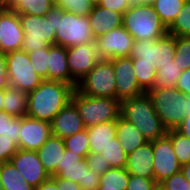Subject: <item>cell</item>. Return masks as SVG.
I'll use <instances>...</instances> for the list:
<instances>
[{
  "label": "cell",
  "instance_id": "obj_46",
  "mask_svg": "<svg viewBox=\"0 0 190 190\" xmlns=\"http://www.w3.org/2000/svg\"><path fill=\"white\" fill-rule=\"evenodd\" d=\"M175 88L185 95H190V69L181 73Z\"/></svg>",
  "mask_w": 190,
  "mask_h": 190
},
{
  "label": "cell",
  "instance_id": "obj_43",
  "mask_svg": "<svg viewBox=\"0 0 190 190\" xmlns=\"http://www.w3.org/2000/svg\"><path fill=\"white\" fill-rule=\"evenodd\" d=\"M158 184L154 179L142 178L130 174L129 182L126 190H157Z\"/></svg>",
  "mask_w": 190,
  "mask_h": 190
},
{
  "label": "cell",
  "instance_id": "obj_48",
  "mask_svg": "<svg viewBox=\"0 0 190 190\" xmlns=\"http://www.w3.org/2000/svg\"><path fill=\"white\" fill-rule=\"evenodd\" d=\"M183 136L190 139V115H186L182 120L180 126L176 129Z\"/></svg>",
  "mask_w": 190,
  "mask_h": 190
},
{
  "label": "cell",
  "instance_id": "obj_27",
  "mask_svg": "<svg viewBox=\"0 0 190 190\" xmlns=\"http://www.w3.org/2000/svg\"><path fill=\"white\" fill-rule=\"evenodd\" d=\"M55 6V0H8V9L17 14L45 16Z\"/></svg>",
  "mask_w": 190,
  "mask_h": 190
},
{
  "label": "cell",
  "instance_id": "obj_40",
  "mask_svg": "<svg viewBox=\"0 0 190 190\" xmlns=\"http://www.w3.org/2000/svg\"><path fill=\"white\" fill-rule=\"evenodd\" d=\"M55 5L78 16H88L94 6L89 0H55Z\"/></svg>",
  "mask_w": 190,
  "mask_h": 190
},
{
  "label": "cell",
  "instance_id": "obj_12",
  "mask_svg": "<svg viewBox=\"0 0 190 190\" xmlns=\"http://www.w3.org/2000/svg\"><path fill=\"white\" fill-rule=\"evenodd\" d=\"M154 181L159 185L181 171L171 139L165 135L152 141Z\"/></svg>",
  "mask_w": 190,
  "mask_h": 190
},
{
  "label": "cell",
  "instance_id": "obj_6",
  "mask_svg": "<svg viewBox=\"0 0 190 190\" xmlns=\"http://www.w3.org/2000/svg\"><path fill=\"white\" fill-rule=\"evenodd\" d=\"M148 94L165 129L176 130L186 116V95L175 87L152 88Z\"/></svg>",
  "mask_w": 190,
  "mask_h": 190
},
{
  "label": "cell",
  "instance_id": "obj_9",
  "mask_svg": "<svg viewBox=\"0 0 190 190\" xmlns=\"http://www.w3.org/2000/svg\"><path fill=\"white\" fill-rule=\"evenodd\" d=\"M81 94L91 97L116 99V79L111 59H102L78 83L76 88Z\"/></svg>",
  "mask_w": 190,
  "mask_h": 190
},
{
  "label": "cell",
  "instance_id": "obj_34",
  "mask_svg": "<svg viewBox=\"0 0 190 190\" xmlns=\"http://www.w3.org/2000/svg\"><path fill=\"white\" fill-rule=\"evenodd\" d=\"M139 86L148 92L155 87L157 69L147 62H133Z\"/></svg>",
  "mask_w": 190,
  "mask_h": 190
},
{
  "label": "cell",
  "instance_id": "obj_3",
  "mask_svg": "<svg viewBox=\"0 0 190 190\" xmlns=\"http://www.w3.org/2000/svg\"><path fill=\"white\" fill-rule=\"evenodd\" d=\"M47 17H52L55 45L67 48L94 41L88 16H78L55 5Z\"/></svg>",
  "mask_w": 190,
  "mask_h": 190
},
{
  "label": "cell",
  "instance_id": "obj_49",
  "mask_svg": "<svg viewBox=\"0 0 190 190\" xmlns=\"http://www.w3.org/2000/svg\"><path fill=\"white\" fill-rule=\"evenodd\" d=\"M34 190H59L56 181L50 177L48 180L41 183L38 187L34 188Z\"/></svg>",
  "mask_w": 190,
  "mask_h": 190
},
{
  "label": "cell",
  "instance_id": "obj_42",
  "mask_svg": "<svg viewBox=\"0 0 190 190\" xmlns=\"http://www.w3.org/2000/svg\"><path fill=\"white\" fill-rule=\"evenodd\" d=\"M86 161L89 168L102 175L111 167L109 161H107L101 153H89L86 156Z\"/></svg>",
  "mask_w": 190,
  "mask_h": 190
},
{
  "label": "cell",
  "instance_id": "obj_36",
  "mask_svg": "<svg viewBox=\"0 0 190 190\" xmlns=\"http://www.w3.org/2000/svg\"><path fill=\"white\" fill-rule=\"evenodd\" d=\"M101 154L109 161L111 167L126 168L127 154L121 147L117 137L110 140V143L102 150Z\"/></svg>",
  "mask_w": 190,
  "mask_h": 190
},
{
  "label": "cell",
  "instance_id": "obj_8",
  "mask_svg": "<svg viewBox=\"0 0 190 190\" xmlns=\"http://www.w3.org/2000/svg\"><path fill=\"white\" fill-rule=\"evenodd\" d=\"M175 37L166 34L159 39L135 40L129 57L132 62H147L157 70L174 62Z\"/></svg>",
  "mask_w": 190,
  "mask_h": 190
},
{
  "label": "cell",
  "instance_id": "obj_15",
  "mask_svg": "<svg viewBox=\"0 0 190 190\" xmlns=\"http://www.w3.org/2000/svg\"><path fill=\"white\" fill-rule=\"evenodd\" d=\"M116 79V99L137 97L145 91L139 86L131 57H117L111 59Z\"/></svg>",
  "mask_w": 190,
  "mask_h": 190
},
{
  "label": "cell",
  "instance_id": "obj_29",
  "mask_svg": "<svg viewBox=\"0 0 190 190\" xmlns=\"http://www.w3.org/2000/svg\"><path fill=\"white\" fill-rule=\"evenodd\" d=\"M184 0H155L153 7L162 23L168 28L182 9Z\"/></svg>",
  "mask_w": 190,
  "mask_h": 190
},
{
  "label": "cell",
  "instance_id": "obj_47",
  "mask_svg": "<svg viewBox=\"0 0 190 190\" xmlns=\"http://www.w3.org/2000/svg\"><path fill=\"white\" fill-rule=\"evenodd\" d=\"M57 183L59 190H82L80 184L69 179H59L56 176H51Z\"/></svg>",
  "mask_w": 190,
  "mask_h": 190
},
{
  "label": "cell",
  "instance_id": "obj_10",
  "mask_svg": "<svg viewBox=\"0 0 190 190\" xmlns=\"http://www.w3.org/2000/svg\"><path fill=\"white\" fill-rule=\"evenodd\" d=\"M59 179H69L80 184L82 190H96L100 184V174L89 168L86 158L66 149L61 165L51 175Z\"/></svg>",
  "mask_w": 190,
  "mask_h": 190
},
{
  "label": "cell",
  "instance_id": "obj_31",
  "mask_svg": "<svg viewBox=\"0 0 190 190\" xmlns=\"http://www.w3.org/2000/svg\"><path fill=\"white\" fill-rule=\"evenodd\" d=\"M167 32L174 37H190V3L184 2Z\"/></svg>",
  "mask_w": 190,
  "mask_h": 190
},
{
  "label": "cell",
  "instance_id": "obj_18",
  "mask_svg": "<svg viewBox=\"0 0 190 190\" xmlns=\"http://www.w3.org/2000/svg\"><path fill=\"white\" fill-rule=\"evenodd\" d=\"M10 161L34 188L51 177L44 169L36 151L18 149Z\"/></svg>",
  "mask_w": 190,
  "mask_h": 190
},
{
  "label": "cell",
  "instance_id": "obj_25",
  "mask_svg": "<svg viewBox=\"0 0 190 190\" xmlns=\"http://www.w3.org/2000/svg\"><path fill=\"white\" fill-rule=\"evenodd\" d=\"M89 139V153H101L116 137V120L100 123L87 129Z\"/></svg>",
  "mask_w": 190,
  "mask_h": 190
},
{
  "label": "cell",
  "instance_id": "obj_1",
  "mask_svg": "<svg viewBox=\"0 0 190 190\" xmlns=\"http://www.w3.org/2000/svg\"><path fill=\"white\" fill-rule=\"evenodd\" d=\"M74 88L64 82L44 80L28 92L27 116L52 122L56 114L71 101Z\"/></svg>",
  "mask_w": 190,
  "mask_h": 190
},
{
  "label": "cell",
  "instance_id": "obj_58",
  "mask_svg": "<svg viewBox=\"0 0 190 190\" xmlns=\"http://www.w3.org/2000/svg\"><path fill=\"white\" fill-rule=\"evenodd\" d=\"M93 5H98L101 0H89Z\"/></svg>",
  "mask_w": 190,
  "mask_h": 190
},
{
  "label": "cell",
  "instance_id": "obj_16",
  "mask_svg": "<svg viewBox=\"0 0 190 190\" xmlns=\"http://www.w3.org/2000/svg\"><path fill=\"white\" fill-rule=\"evenodd\" d=\"M23 36L19 14L12 9H0V51L7 54L20 50Z\"/></svg>",
  "mask_w": 190,
  "mask_h": 190
},
{
  "label": "cell",
  "instance_id": "obj_53",
  "mask_svg": "<svg viewBox=\"0 0 190 190\" xmlns=\"http://www.w3.org/2000/svg\"><path fill=\"white\" fill-rule=\"evenodd\" d=\"M155 3V0H133V4H138V5H151Z\"/></svg>",
  "mask_w": 190,
  "mask_h": 190
},
{
  "label": "cell",
  "instance_id": "obj_57",
  "mask_svg": "<svg viewBox=\"0 0 190 190\" xmlns=\"http://www.w3.org/2000/svg\"><path fill=\"white\" fill-rule=\"evenodd\" d=\"M96 190H118V189L105 188V186H99Z\"/></svg>",
  "mask_w": 190,
  "mask_h": 190
},
{
  "label": "cell",
  "instance_id": "obj_59",
  "mask_svg": "<svg viewBox=\"0 0 190 190\" xmlns=\"http://www.w3.org/2000/svg\"><path fill=\"white\" fill-rule=\"evenodd\" d=\"M0 190H3L1 179H0Z\"/></svg>",
  "mask_w": 190,
  "mask_h": 190
},
{
  "label": "cell",
  "instance_id": "obj_28",
  "mask_svg": "<svg viewBox=\"0 0 190 190\" xmlns=\"http://www.w3.org/2000/svg\"><path fill=\"white\" fill-rule=\"evenodd\" d=\"M3 190H34L11 161L0 163Z\"/></svg>",
  "mask_w": 190,
  "mask_h": 190
},
{
  "label": "cell",
  "instance_id": "obj_7",
  "mask_svg": "<svg viewBox=\"0 0 190 190\" xmlns=\"http://www.w3.org/2000/svg\"><path fill=\"white\" fill-rule=\"evenodd\" d=\"M19 18L24 32L21 50L31 53L55 45L56 31L52 17L20 14Z\"/></svg>",
  "mask_w": 190,
  "mask_h": 190
},
{
  "label": "cell",
  "instance_id": "obj_22",
  "mask_svg": "<svg viewBox=\"0 0 190 190\" xmlns=\"http://www.w3.org/2000/svg\"><path fill=\"white\" fill-rule=\"evenodd\" d=\"M91 33L95 38L122 26L123 14L94 5L88 14Z\"/></svg>",
  "mask_w": 190,
  "mask_h": 190
},
{
  "label": "cell",
  "instance_id": "obj_50",
  "mask_svg": "<svg viewBox=\"0 0 190 190\" xmlns=\"http://www.w3.org/2000/svg\"><path fill=\"white\" fill-rule=\"evenodd\" d=\"M0 73L8 74L7 64H6V53L0 51Z\"/></svg>",
  "mask_w": 190,
  "mask_h": 190
},
{
  "label": "cell",
  "instance_id": "obj_19",
  "mask_svg": "<svg viewBox=\"0 0 190 190\" xmlns=\"http://www.w3.org/2000/svg\"><path fill=\"white\" fill-rule=\"evenodd\" d=\"M85 129L76 105L69 101L53 118L51 135L65 139Z\"/></svg>",
  "mask_w": 190,
  "mask_h": 190
},
{
  "label": "cell",
  "instance_id": "obj_5",
  "mask_svg": "<svg viewBox=\"0 0 190 190\" xmlns=\"http://www.w3.org/2000/svg\"><path fill=\"white\" fill-rule=\"evenodd\" d=\"M71 101L76 105L85 129L121 116V101L107 97H91L74 90Z\"/></svg>",
  "mask_w": 190,
  "mask_h": 190
},
{
  "label": "cell",
  "instance_id": "obj_52",
  "mask_svg": "<svg viewBox=\"0 0 190 190\" xmlns=\"http://www.w3.org/2000/svg\"><path fill=\"white\" fill-rule=\"evenodd\" d=\"M181 172L184 174L186 179L190 182V162L181 166Z\"/></svg>",
  "mask_w": 190,
  "mask_h": 190
},
{
  "label": "cell",
  "instance_id": "obj_37",
  "mask_svg": "<svg viewBox=\"0 0 190 190\" xmlns=\"http://www.w3.org/2000/svg\"><path fill=\"white\" fill-rule=\"evenodd\" d=\"M64 140L65 148L71 150L74 154L80 155L82 158H86L89 154V139L88 131H83L69 136Z\"/></svg>",
  "mask_w": 190,
  "mask_h": 190
},
{
  "label": "cell",
  "instance_id": "obj_20",
  "mask_svg": "<svg viewBox=\"0 0 190 190\" xmlns=\"http://www.w3.org/2000/svg\"><path fill=\"white\" fill-rule=\"evenodd\" d=\"M48 81L64 82L77 88L78 83L71 77L68 68L66 47L49 46Z\"/></svg>",
  "mask_w": 190,
  "mask_h": 190
},
{
  "label": "cell",
  "instance_id": "obj_41",
  "mask_svg": "<svg viewBox=\"0 0 190 190\" xmlns=\"http://www.w3.org/2000/svg\"><path fill=\"white\" fill-rule=\"evenodd\" d=\"M158 187L161 190H190V182L180 171L161 182Z\"/></svg>",
  "mask_w": 190,
  "mask_h": 190
},
{
  "label": "cell",
  "instance_id": "obj_21",
  "mask_svg": "<svg viewBox=\"0 0 190 190\" xmlns=\"http://www.w3.org/2000/svg\"><path fill=\"white\" fill-rule=\"evenodd\" d=\"M126 170L131 175L154 179L152 141H148L127 155Z\"/></svg>",
  "mask_w": 190,
  "mask_h": 190
},
{
  "label": "cell",
  "instance_id": "obj_55",
  "mask_svg": "<svg viewBox=\"0 0 190 190\" xmlns=\"http://www.w3.org/2000/svg\"><path fill=\"white\" fill-rule=\"evenodd\" d=\"M186 115H190V95H186Z\"/></svg>",
  "mask_w": 190,
  "mask_h": 190
},
{
  "label": "cell",
  "instance_id": "obj_23",
  "mask_svg": "<svg viewBox=\"0 0 190 190\" xmlns=\"http://www.w3.org/2000/svg\"><path fill=\"white\" fill-rule=\"evenodd\" d=\"M65 151L66 148L64 140L52 135L36 151L44 169L50 176L57 170V166L61 165V160L65 154Z\"/></svg>",
  "mask_w": 190,
  "mask_h": 190
},
{
  "label": "cell",
  "instance_id": "obj_56",
  "mask_svg": "<svg viewBox=\"0 0 190 190\" xmlns=\"http://www.w3.org/2000/svg\"><path fill=\"white\" fill-rule=\"evenodd\" d=\"M0 9H8V0H0Z\"/></svg>",
  "mask_w": 190,
  "mask_h": 190
},
{
  "label": "cell",
  "instance_id": "obj_33",
  "mask_svg": "<svg viewBox=\"0 0 190 190\" xmlns=\"http://www.w3.org/2000/svg\"><path fill=\"white\" fill-rule=\"evenodd\" d=\"M21 129V117L11 116L5 111L0 112V135L10 138L19 149V131Z\"/></svg>",
  "mask_w": 190,
  "mask_h": 190
},
{
  "label": "cell",
  "instance_id": "obj_30",
  "mask_svg": "<svg viewBox=\"0 0 190 190\" xmlns=\"http://www.w3.org/2000/svg\"><path fill=\"white\" fill-rule=\"evenodd\" d=\"M130 174L126 168L112 167L105 173L100 175L99 186L118 190H126L129 182Z\"/></svg>",
  "mask_w": 190,
  "mask_h": 190
},
{
  "label": "cell",
  "instance_id": "obj_14",
  "mask_svg": "<svg viewBox=\"0 0 190 190\" xmlns=\"http://www.w3.org/2000/svg\"><path fill=\"white\" fill-rule=\"evenodd\" d=\"M102 59L129 57L134 45L131 34L123 27H118L94 39Z\"/></svg>",
  "mask_w": 190,
  "mask_h": 190
},
{
  "label": "cell",
  "instance_id": "obj_32",
  "mask_svg": "<svg viewBox=\"0 0 190 190\" xmlns=\"http://www.w3.org/2000/svg\"><path fill=\"white\" fill-rule=\"evenodd\" d=\"M183 71L179 69L178 64L174 61L163 67H159L156 74L154 88L175 87Z\"/></svg>",
  "mask_w": 190,
  "mask_h": 190
},
{
  "label": "cell",
  "instance_id": "obj_38",
  "mask_svg": "<svg viewBox=\"0 0 190 190\" xmlns=\"http://www.w3.org/2000/svg\"><path fill=\"white\" fill-rule=\"evenodd\" d=\"M174 61L182 71L190 69V37H175Z\"/></svg>",
  "mask_w": 190,
  "mask_h": 190
},
{
  "label": "cell",
  "instance_id": "obj_54",
  "mask_svg": "<svg viewBox=\"0 0 190 190\" xmlns=\"http://www.w3.org/2000/svg\"><path fill=\"white\" fill-rule=\"evenodd\" d=\"M4 90L0 89V112L3 111Z\"/></svg>",
  "mask_w": 190,
  "mask_h": 190
},
{
  "label": "cell",
  "instance_id": "obj_17",
  "mask_svg": "<svg viewBox=\"0 0 190 190\" xmlns=\"http://www.w3.org/2000/svg\"><path fill=\"white\" fill-rule=\"evenodd\" d=\"M19 132V149L37 151L51 136V123L23 116Z\"/></svg>",
  "mask_w": 190,
  "mask_h": 190
},
{
  "label": "cell",
  "instance_id": "obj_44",
  "mask_svg": "<svg viewBox=\"0 0 190 190\" xmlns=\"http://www.w3.org/2000/svg\"><path fill=\"white\" fill-rule=\"evenodd\" d=\"M17 151L18 146L10 138L0 135V163L10 161Z\"/></svg>",
  "mask_w": 190,
  "mask_h": 190
},
{
  "label": "cell",
  "instance_id": "obj_39",
  "mask_svg": "<svg viewBox=\"0 0 190 190\" xmlns=\"http://www.w3.org/2000/svg\"><path fill=\"white\" fill-rule=\"evenodd\" d=\"M35 72L44 80H48L49 48H42L28 53Z\"/></svg>",
  "mask_w": 190,
  "mask_h": 190
},
{
  "label": "cell",
  "instance_id": "obj_13",
  "mask_svg": "<svg viewBox=\"0 0 190 190\" xmlns=\"http://www.w3.org/2000/svg\"><path fill=\"white\" fill-rule=\"evenodd\" d=\"M71 77L79 83L102 60L95 41L66 48Z\"/></svg>",
  "mask_w": 190,
  "mask_h": 190
},
{
  "label": "cell",
  "instance_id": "obj_11",
  "mask_svg": "<svg viewBox=\"0 0 190 190\" xmlns=\"http://www.w3.org/2000/svg\"><path fill=\"white\" fill-rule=\"evenodd\" d=\"M10 86L26 93L35 90L43 81L33 69L28 53L16 50L6 54Z\"/></svg>",
  "mask_w": 190,
  "mask_h": 190
},
{
  "label": "cell",
  "instance_id": "obj_51",
  "mask_svg": "<svg viewBox=\"0 0 190 190\" xmlns=\"http://www.w3.org/2000/svg\"><path fill=\"white\" fill-rule=\"evenodd\" d=\"M8 86H10L8 74H1L0 73V89H6Z\"/></svg>",
  "mask_w": 190,
  "mask_h": 190
},
{
  "label": "cell",
  "instance_id": "obj_2",
  "mask_svg": "<svg viewBox=\"0 0 190 190\" xmlns=\"http://www.w3.org/2000/svg\"><path fill=\"white\" fill-rule=\"evenodd\" d=\"M121 117L133 123L147 141H154L167 134L148 92L121 101Z\"/></svg>",
  "mask_w": 190,
  "mask_h": 190
},
{
  "label": "cell",
  "instance_id": "obj_45",
  "mask_svg": "<svg viewBox=\"0 0 190 190\" xmlns=\"http://www.w3.org/2000/svg\"><path fill=\"white\" fill-rule=\"evenodd\" d=\"M133 5V0H101L98 6L108 8L115 12L124 14Z\"/></svg>",
  "mask_w": 190,
  "mask_h": 190
},
{
  "label": "cell",
  "instance_id": "obj_24",
  "mask_svg": "<svg viewBox=\"0 0 190 190\" xmlns=\"http://www.w3.org/2000/svg\"><path fill=\"white\" fill-rule=\"evenodd\" d=\"M116 137L127 155L148 142L144 134L133 123L121 116L116 120Z\"/></svg>",
  "mask_w": 190,
  "mask_h": 190
},
{
  "label": "cell",
  "instance_id": "obj_35",
  "mask_svg": "<svg viewBox=\"0 0 190 190\" xmlns=\"http://www.w3.org/2000/svg\"><path fill=\"white\" fill-rule=\"evenodd\" d=\"M166 135L171 139L179 164L182 166L190 162V139L177 130H169Z\"/></svg>",
  "mask_w": 190,
  "mask_h": 190
},
{
  "label": "cell",
  "instance_id": "obj_4",
  "mask_svg": "<svg viewBox=\"0 0 190 190\" xmlns=\"http://www.w3.org/2000/svg\"><path fill=\"white\" fill-rule=\"evenodd\" d=\"M122 26L134 40L159 39L168 33L151 5L133 4L123 14Z\"/></svg>",
  "mask_w": 190,
  "mask_h": 190
},
{
  "label": "cell",
  "instance_id": "obj_26",
  "mask_svg": "<svg viewBox=\"0 0 190 190\" xmlns=\"http://www.w3.org/2000/svg\"><path fill=\"white\" fill-rule=\"evenodd\" d=\"M28 94L18 88L8 86L4 89L3 111L14 117L27 116Z\"/></svg>",
  "mask_w": 190,
  "mask_h": 190
}]
</instances>
